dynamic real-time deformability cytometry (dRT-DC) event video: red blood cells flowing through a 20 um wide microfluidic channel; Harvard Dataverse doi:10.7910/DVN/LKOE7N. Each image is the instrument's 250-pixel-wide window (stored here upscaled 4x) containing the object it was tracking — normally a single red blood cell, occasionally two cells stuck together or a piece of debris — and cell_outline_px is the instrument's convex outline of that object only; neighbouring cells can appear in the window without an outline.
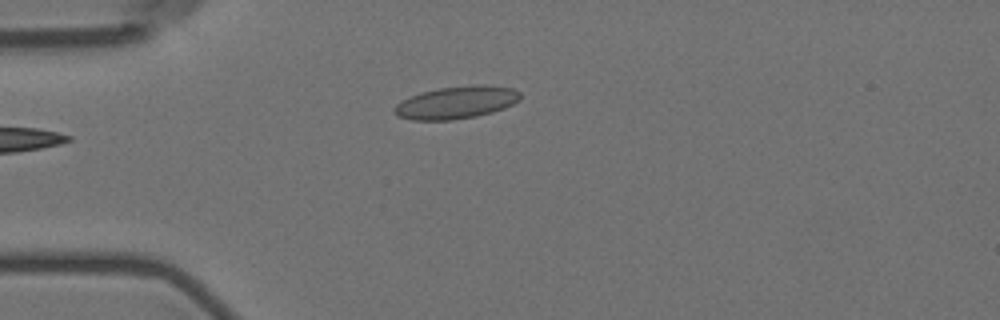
{"species": "Egyptian fruit bat (a non-hibernating species)", "species_latin": "Rousettus aegyptiacus", "temperature_condition": "room temperature", "stored_images_in_passage": 4, "camera_frame_rate_fps": 3000, "um_per_image_px": 0.085, "animal": {"sex": "female"}, "frame": {"image": 1, "passage_image": 4, "time_ms": 3.667, "image_size_px": [1000, 320], "cell_outline_px": [[520, 100], [504, 108], [492, 112], [476, 116], [452, 120], [412, 120], [396, 116], [392, 112], [392, 108], [396, 104], [420, 92], [440, 88], [476, 84], [484, 84], [512, 88], [520, 92]], "centroid_in_image_um": [38.77, 8.71], "position_along_channel_um": 46.2, "area_um2": 23.93}}